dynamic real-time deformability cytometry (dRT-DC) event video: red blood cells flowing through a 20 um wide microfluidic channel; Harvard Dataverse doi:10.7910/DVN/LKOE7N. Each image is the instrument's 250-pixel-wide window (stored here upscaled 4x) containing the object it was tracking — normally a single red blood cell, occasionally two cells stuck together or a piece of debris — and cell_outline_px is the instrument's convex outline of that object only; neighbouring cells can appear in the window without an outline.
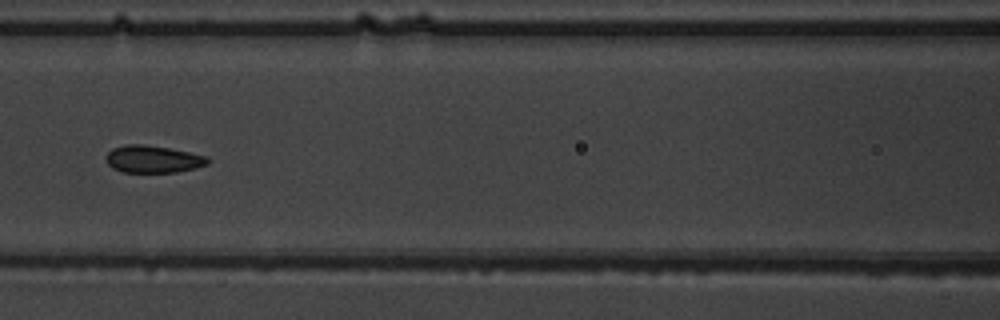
{"species": "common noctule bat (a hibernating species)", "species_latin": "Nyctalus noctula", "temperature_condition": "warm", "stored_images_in_passage": 7, "camera_frame_rate_fps": 3000, "um_per_image_px": 0.085, "animal": {"sex": "male", "body_mass_g": 19.5, "forearm_length_mm": 54.6}, "frame": {"image": 1, "passage_image": 6, "time_ms": 5.667, "image_size_px": [1000, 320], "cell_outline_px": [[208, 164], [176, 172], [124, 172], [112, 168], [108, 164], [108, 152], [112, 148], [124, 144], [140, 144], [168, 148], [208, 156]], "centroid_in_image_um": [12.99, 13.52], "position_along_channel_um": 153.6, "area_um2": 15.9}}
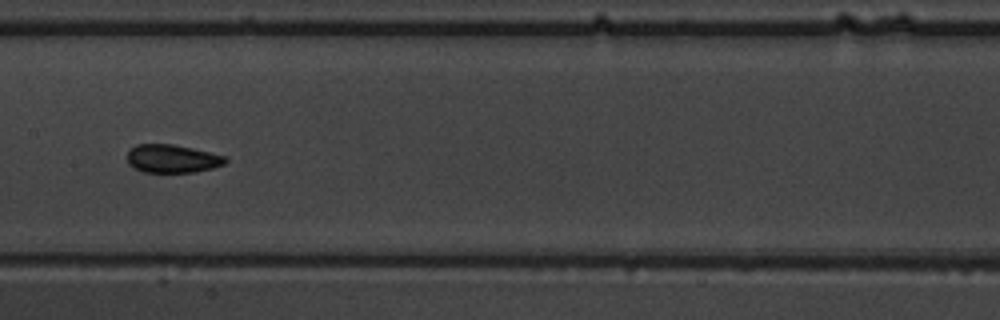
{"frame": {"image": 2, "passage_image": 7, "time_ms": 6.667, "image_size_px": [1000, 320], "cell_outline_px": [[228, 160], [224, 164], [212, 168], [196, 172], [144, 172], [132, 168], [128, 164], [128, 152], [136, 144], [172, 144], [192, 148], [224, 156]], "centroid_in_image_um": [14.62, 13.49], "position_along_channel_um": 192.8, "area_um2": 16.07}}